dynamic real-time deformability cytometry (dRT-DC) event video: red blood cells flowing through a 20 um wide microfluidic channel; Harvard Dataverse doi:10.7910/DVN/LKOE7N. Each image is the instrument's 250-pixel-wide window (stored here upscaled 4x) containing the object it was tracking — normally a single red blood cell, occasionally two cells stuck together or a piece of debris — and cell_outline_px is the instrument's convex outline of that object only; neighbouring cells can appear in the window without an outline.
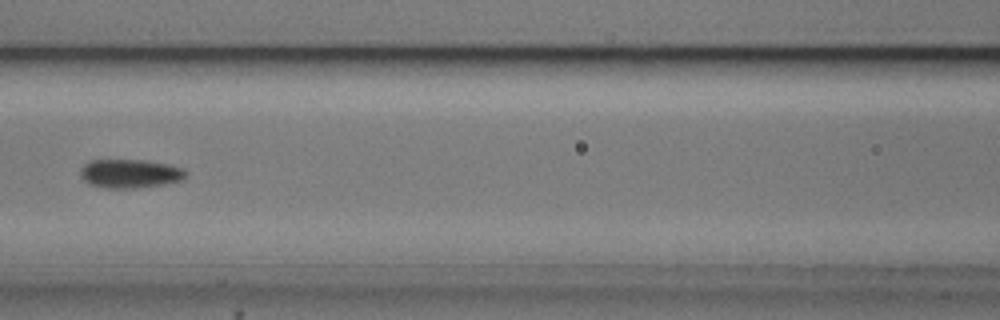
{"species": "common noctule bat (a hibernating species)", "species_latin": "Nyctalus noctula", "temperature_condition": "cold", "stored_images_in_passage": 15, "camera_frame_rate_fps": 3000, "um_per_image_px": 0.085, "animal": {"sex": "male", "body_mass_g": 20.5, "forearm_length_mm": 52.5}, "frame": {"image": 1, "passage_image": 7, "time_ms": 7.667, "image_size_px": [1000, 320], "cell_outline_px": [[188, 176], [184, 180], [164, 184], [132, 188], [108, 188], [88, 184], [84, 180], [80, 172], [80, 168], [88, 160], [148, 160], [168, 164], [184, 168], [188, 172]], "centroid_in_image_um": [11.09, 14.74], "position_along_channel_um": 155.5, "area_um2": 17.92}}
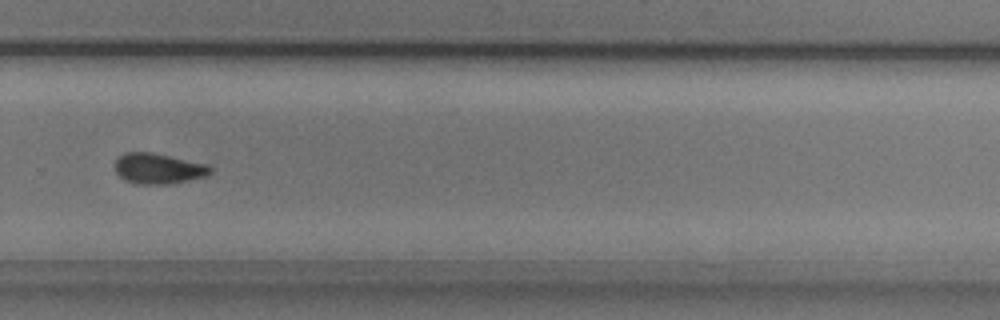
{"frame": {"image": 2, "passage_image": 11, "time_ms": 12.0, "image_size_px": [1000, 320], "cell_outline_px": [[212, 172], [204, 176], [168, 184], [136, 184], [124, 180], [116, 172], [116, 160], [124, 152], [152, 152], [204, 164], [212, 168]], "centroid_in_image_um": [13.41, 14.33], "position_along_channel_um": 316.4, "area_um2": 16.65}}
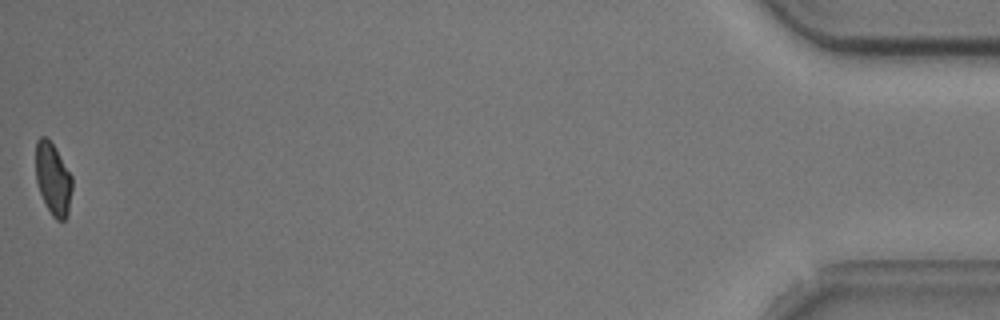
{"frame": {"image": 3, "passage_image": 15, "time_ms": 17.667, "image_size_px": [1000, 320], "cell_outline_px": [[72, 188], [68, 216], [64, 220], [56, 220], [52, 216], [40, 192], [36, 180], [36, 140], [40, 136], [44, 136], [56, 148], [72, 176]], "centroid_in_image_um": [4.52, 15.21], "position_along_channel_um": 430.7, "area_um2": 15.26}, "authors_computed_cell_mechanics": {"area_um2": 16.9354, "velocity_mm_per_s": 3.7144, "shape_relaxation_time_tau1_ms": 5.778, "shape_relaxation_time_tau2_ms": null, "deformation_change_tau1": 0.1003, "deformation_change_tau2": null}}